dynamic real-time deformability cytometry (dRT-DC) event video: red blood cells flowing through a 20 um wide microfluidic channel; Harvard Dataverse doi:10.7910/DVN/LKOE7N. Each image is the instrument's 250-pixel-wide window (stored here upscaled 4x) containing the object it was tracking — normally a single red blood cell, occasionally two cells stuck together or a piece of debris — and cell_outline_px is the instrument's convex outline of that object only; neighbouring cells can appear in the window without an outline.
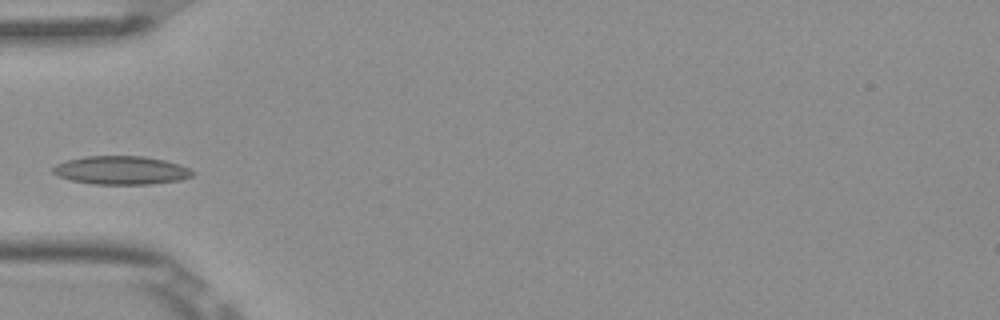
{"species": "Egyptian fruit bat (a non-hibernating species)", "species_latin": "Rousettus aegyptiacus", "temperature_condition": "room temperature", "stored_images_in_passage": 4, "camera_frame_rate_fps": 3000, "um_per_image_px": 0.085, "frame": {"image": 1, "passage_image": 3, "time_ms": 0.667, "image_size_px": [1000, 320], "cell_outline_px": [[196, 172], [192, 176], [180, 180], [152, 184], [92, 184], [72, 180], [56, 176], [52, 172], [52, 168], [56, 164], [68, 160], [88, 156], [144, 156], [164, 160], [180, 164]], "centroid_in_image_um": [10.31, 14.47], "position_along_channel_um": 74.7, "area_um2": 23.18}}
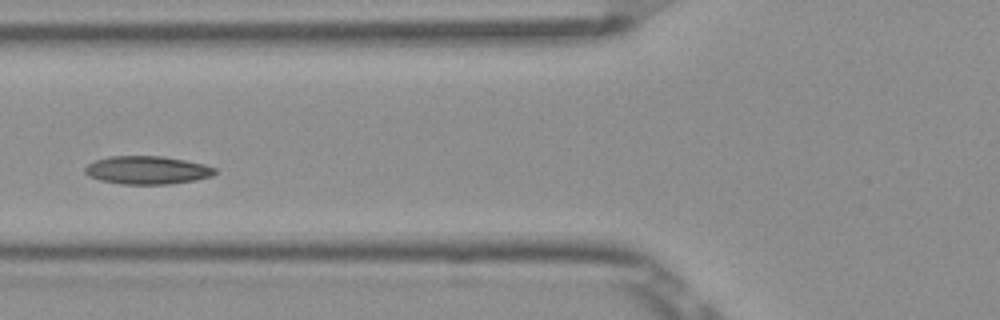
{"frame": {"image": 2, "passage_image": 4, "time_ms": 1.0, "image_size_px": [1000, 320], "cell_outline_px": [[216, 172], [212, 176], [196, 180], [172, 184], [120, 184], [100, 180], [88, 176], [84, 172], [84, 168], [92, 160], [108, 156], [164, 156], [204, 164], [216, 168]], "centroid_in_image_um": [12.48, 14.46], "position_along_channel_um": 113.3, "area_um2": 21.56}}